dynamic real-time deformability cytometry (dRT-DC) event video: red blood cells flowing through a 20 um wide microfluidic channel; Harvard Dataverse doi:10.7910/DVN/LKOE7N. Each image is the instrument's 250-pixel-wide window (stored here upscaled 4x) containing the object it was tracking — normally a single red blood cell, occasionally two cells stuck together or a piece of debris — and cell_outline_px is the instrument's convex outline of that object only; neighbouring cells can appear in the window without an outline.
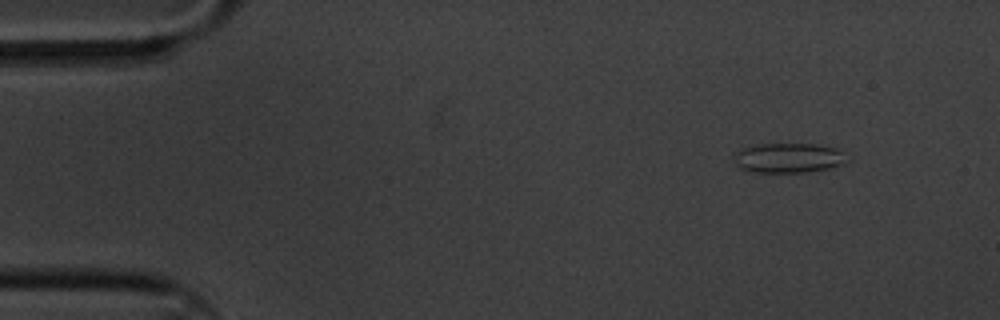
{"species": "common noctule bat (a hibernating species)", "species_latin": "Nyctalus noctula", "temperature_condition": "cold", "stored_images_in_passage": 11, "camera_frame_rate_fps": 3000, "um_per_image_px": 0.085, "animal": {"sex": "male", "body_mass_g": 20.1, "forearm_length_mm": 53.5}, "frame": {"image": 1, "passage_image": 1, "time_ms": 0.0, "image_size_px": [1000, 320], "cell_outline_px": [[844, 164], [832, 168], [808, 172], [752, 172], [740, 168], [736, 164], [736, 152], [740, 148], [756, 144], [820, 144], [840, 148], [844, 160]], "centroid_in_image_um": [67.03, 13.42], "position_along_channel_um": 18.0, "area_um2": 19.65}}
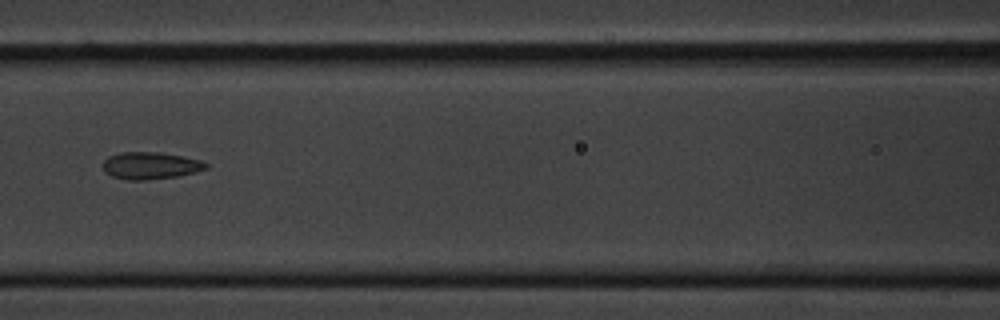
{"frame": {"image": 2, "passage_image": 6, "time_ms": 1.667, "image_size_px": [1000, 320], "cell_outline_px": [[208, 168], [196, 172], [176, 176], [144, 180], [128, 180], [112, 176], [104, 172], [104, 160], [108, 156], [120, 152], [160, 152], [200, 160], [208, 164]], "centroid_in_image_um": [12.77, 14.07], "position_along_channel_um": 153.8, "area_um2": 16.18}}
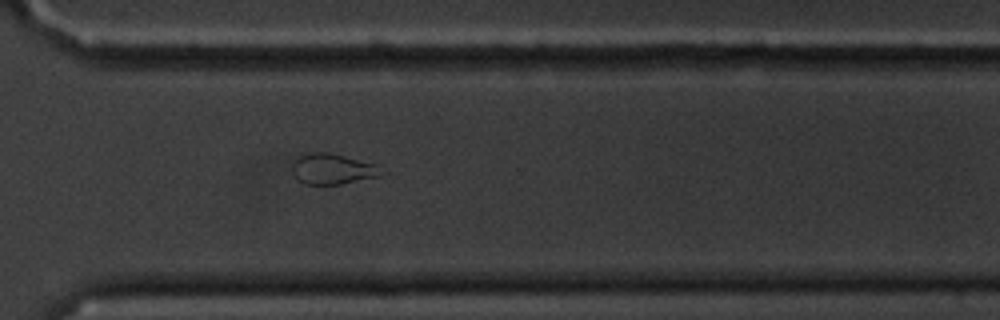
{"frame": {"image": 3, "passage_image": 11, "time_ms": 3.333, "image_size_px": [1000, 320], "cell_outline_px": [[380, 176], [340, 184], [304, 184], [296, 180], [292, 172], [292, 164], [296, 156], [312, 152], [328, 152], [376, 164]], "centroid_in_image_um": [28.15, 14.36], "position_along_channel_um": 342.4, "area_um2": 15.78}}